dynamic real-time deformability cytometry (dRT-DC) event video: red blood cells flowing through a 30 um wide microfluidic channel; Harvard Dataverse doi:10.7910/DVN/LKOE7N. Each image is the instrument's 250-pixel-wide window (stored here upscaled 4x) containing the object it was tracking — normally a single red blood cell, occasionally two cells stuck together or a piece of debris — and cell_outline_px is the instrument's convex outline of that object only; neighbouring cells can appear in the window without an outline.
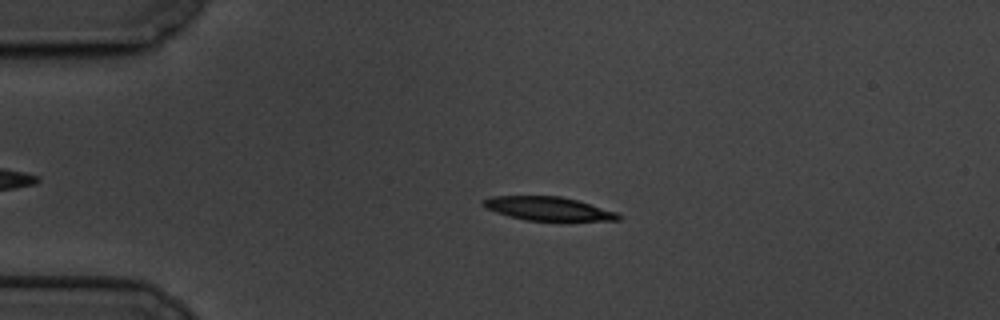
{"species": "common noctule bat (a hibernating species)", "species_latin": "Nyctalus noctula", "temperature_condition": "cold", "stored_images_in_passage": 51, "camera_frame_rate_fps": 3000, "um_per_image_px": 0.085, "animal": {"sex": "male", "body_mass_g": 19.5, "forearm_length_mm": 54.6}, "frame": {"image": 1, "passage_image": 5, "time_ms": 1.333, "image_size_px": [1000, 320], "cell_outline_px": [[624, 216], [620, 220], [524, 220], [508, 216], [484, 208], [480, 200], [492, 196], [560, 196], [576, 200], [616, 212]], "centroid_in_image_um": [46.53, 17.73], "position_along_channel_um": 38.5, "area_um2": 18.5}}
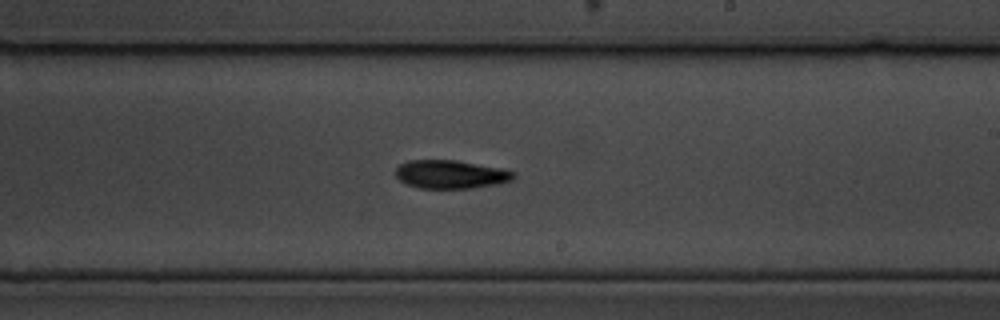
{"frame": {"image": 2, "passage_image": 27, "time_ms": 8.667, "image_size_px": [1000, 320], "cell_outline_px": [[516, 176], [512, 180], [496, 184], [472, 188], [420, 188], [408, 184], [400, 180], [396, 176], [396, 168], [400, 164], [408, 160], [456, 160], [500, 168], [516, 172]], "centroid_in_image_um": [38.32, 14.81], "position_along_channel_um": 250.7, "area_um2": 19.42}}
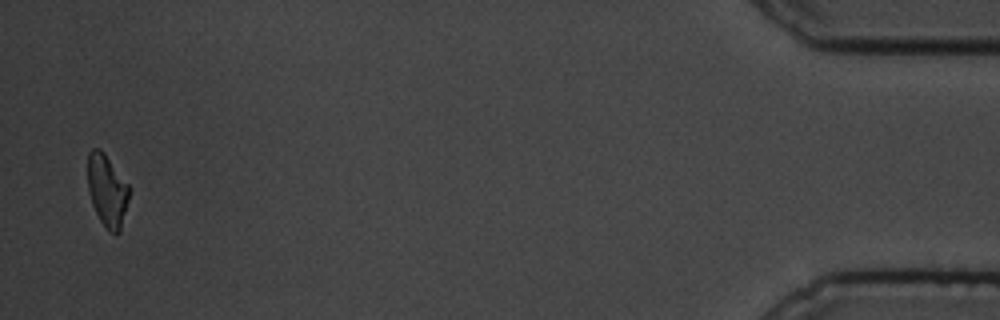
{"frame": {"image": 3, "passage_image": 50, "time_ms": 16.333, "image_size_px": [1000, 320], "cell_outline_px": [[132, 188], [120, 232], [108, 232], [100, 220], [92, 204], [88, 192], [88, 152], [92, 148], [100, 148], [104, 152]], "centroid_in_image_um": [9.13, 16.18], "position_along_channel_um": 426.1, "area_um2": 17.74}, "authors_computed_cell_mechanics": {"area_um2": 19.2474, "velocity_mm_per_s": 3.3706, "shape_relaxation_time_tau1_ms": 4.7706, "shape_relaxation_time_tau2_ms": 9.9302, "deformation_change_tau1": 0.166, "deformation_change_tau2": 0.1806}}